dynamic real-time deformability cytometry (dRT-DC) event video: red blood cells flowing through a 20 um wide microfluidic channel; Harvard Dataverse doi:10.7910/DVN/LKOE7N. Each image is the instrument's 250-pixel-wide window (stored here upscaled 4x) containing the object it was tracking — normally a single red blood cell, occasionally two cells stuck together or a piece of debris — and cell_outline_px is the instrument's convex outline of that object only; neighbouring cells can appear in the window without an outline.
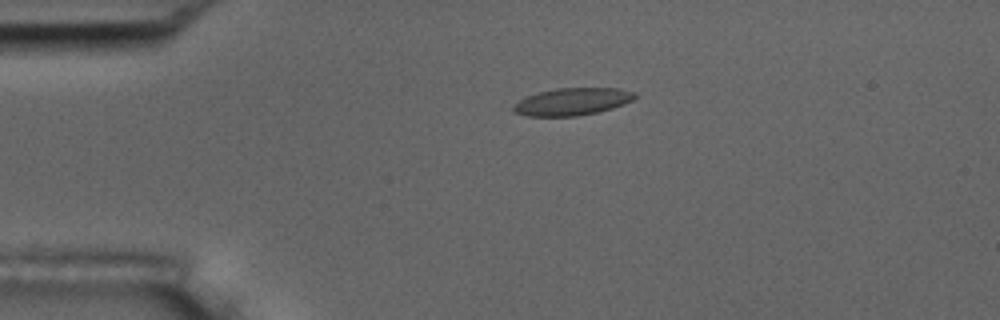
{"species": "common noctule bat (a hibernating species)", "species_latin": "Nyctalus noctula", "temperature_condition": "room temperature", "stored_images_in_passage": 3, "camera_frame_rate_fps": 3000, "um_per_image_px": 0.085, "animal": {"sex": "male", "body_mass_g": 17.5, "forearm_length_mm": 52.3}, "frame": {"image": 1, "passage_image": 2, "time_ms": 1.0, "image_size_px": [1000, 320], "cell_outline_px": [[636, 96], [632, 100], [624, 104], [612, 108], [596, 112], [576, 116], [528, 116], [512, 112], [512, 104], [524, 96], [556, 88], [620, 88], [636, 92]], "centroid_in_image_um": [48.6, 8.63], "position_along_channel_um": 36.4, "area_um2": 19.48}}